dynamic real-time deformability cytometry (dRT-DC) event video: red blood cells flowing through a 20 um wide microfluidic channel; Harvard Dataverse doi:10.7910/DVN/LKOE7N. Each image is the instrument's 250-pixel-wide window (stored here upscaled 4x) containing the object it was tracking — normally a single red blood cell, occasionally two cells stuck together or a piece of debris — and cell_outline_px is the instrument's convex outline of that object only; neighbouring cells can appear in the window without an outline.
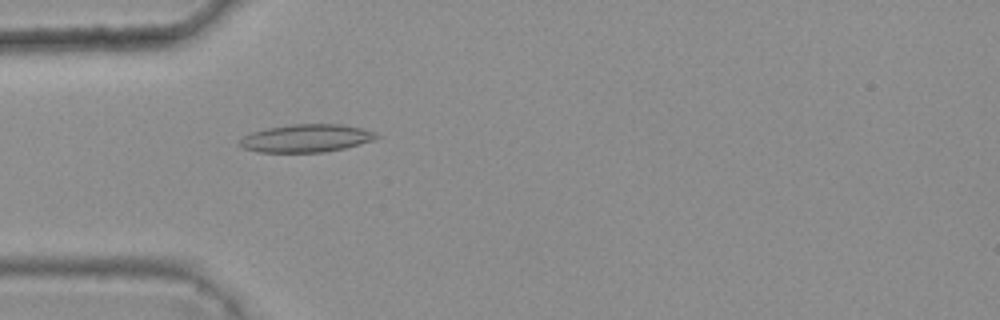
{"species": "common noctule bat (a hibernating species)", "species_latin": "Nyctalus noctula", "temperature_condition": "warm", "stored_images_in_passage": 4, "camera_frame_rate_fps": 3000, "um_per_image_px": 0.085, "animal": {"sex": "female", "body_mass_g": 25.1}, "frame": {"image": 1, "passage_image": 4, "time_ms": 1.0, "image_size_px": [1000, 320], "cell_outline_px": [[380, 136], [372, 140], [344, 148], [324, 152], [256, 152], [244, 148], [236, 144], [244, 136], [252, 132], [268, 128], [292, 124], [340, 124], [360, 128], [376, 132]], "centroid_in_image_um": [26.0, 11.75], "position_along_channel_um": 59.0, "area_um2": 22.08}}